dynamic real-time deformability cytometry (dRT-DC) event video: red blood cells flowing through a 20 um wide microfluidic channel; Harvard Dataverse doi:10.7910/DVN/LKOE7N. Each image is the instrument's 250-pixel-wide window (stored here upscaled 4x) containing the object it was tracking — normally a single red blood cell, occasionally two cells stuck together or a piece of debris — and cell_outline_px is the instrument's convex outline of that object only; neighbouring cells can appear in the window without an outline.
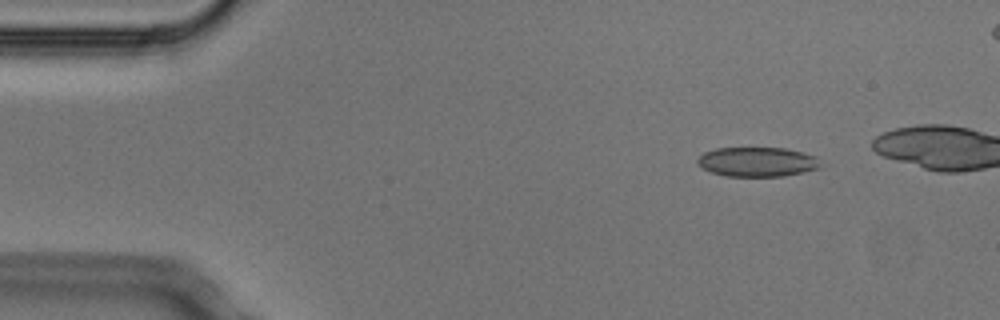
{"species": "Egyptian fruit bat (a non-hibernating species)", "species_latin": "Rousettus aegyptiacus", "temperature_condition": "cold", "stored_images_in_passage": 4, "camera_frame_rate_fps": 3000, "um_per_image_px": 0.085, "animal": {"sex": "male"}, "frame": {"image": 1, "passage_image": 1, "time_ms": 0.0, "image_size_px": [1000, 320], "cell_outline_px": [[828, 164], [820, 168], [804, 172], [784, 176], [728, 176], [712, 172], [704, 168], [696, 160], [704, 152], [716, 148], [784, 148], [804, 152], [816, 156]], "centroid_in_image_um": [64.49, 13.75], "position_along_channel_um": 20.5, "area_um2": 21.39}}